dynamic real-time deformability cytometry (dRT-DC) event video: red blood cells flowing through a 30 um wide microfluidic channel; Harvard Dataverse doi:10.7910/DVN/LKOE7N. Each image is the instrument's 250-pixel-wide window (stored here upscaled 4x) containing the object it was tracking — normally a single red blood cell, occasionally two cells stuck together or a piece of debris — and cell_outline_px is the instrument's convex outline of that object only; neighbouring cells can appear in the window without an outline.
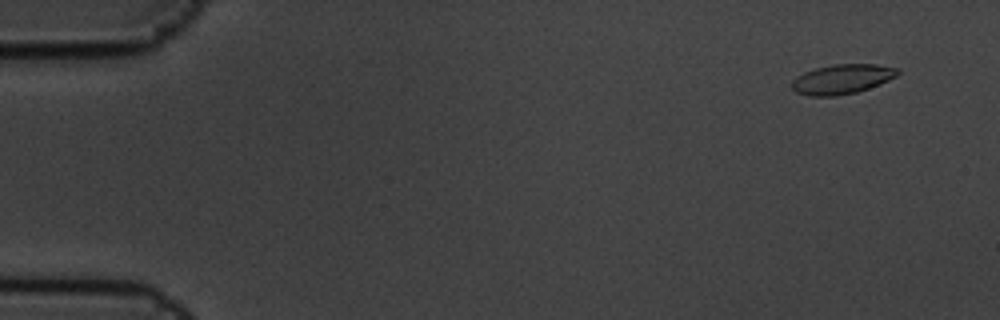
{"species": "common noctule bat (a hibernating species)", "species_latin": "Nyctalus noctula", "temperature_condition": "cold", "stored_images_in_passage": 5, "camera_frame_rate_fps": 3000, "um_per_image_px": 0.085, "animal": {"sex": "male", "body_mass_g": 19.5, "forearm_length_mm": 54.6}, "frame": {"image": 1, "passage_image": 2, "time_ms": 0.333, "image_size_px": [1000, 320], "cell_outline_px": [[900, 72], [896, 76], [880, 84], [856, 92], [836, 96], [812, 96], [796, 92], [792, 88], [792, 80], [796, 76], [804, 72], [816, 68], [836, 64], [876, 64], [900, 68]], "centroid_in_image_um": [71.59, 6.72], "position_along_channel_um": 13.4, "area_um2": 18.26}}
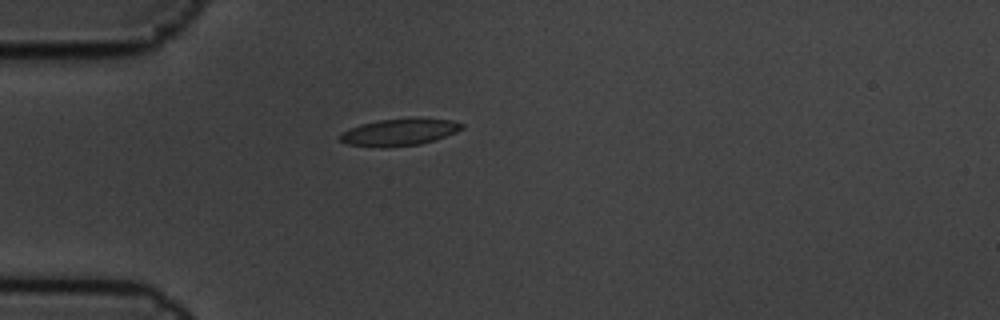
{"frame": {"image": 2, "passage_image": 5, "time_ms": 1.333, "image_size_px": [1000, 320], "cell_outline_px": [[464, 128], [456, 132], [420, 144], [384, 148], [344, 144], [340, 140], [340, 136], [344, 132], [360, 124], [380, 120], [452, 120], [464, 124]], "centroid_in_image_um": [33.9, 11.27], "position_along_channel_um": 51.1, "area_um2": 18.38}}